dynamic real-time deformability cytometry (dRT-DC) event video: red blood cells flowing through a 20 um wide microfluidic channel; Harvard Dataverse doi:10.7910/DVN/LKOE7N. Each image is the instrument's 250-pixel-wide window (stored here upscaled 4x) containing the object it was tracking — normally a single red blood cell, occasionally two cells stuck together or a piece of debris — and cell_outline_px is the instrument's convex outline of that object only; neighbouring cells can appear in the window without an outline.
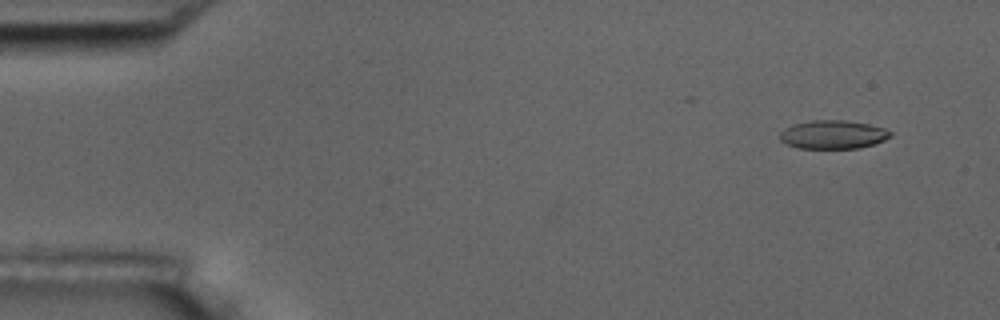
{"species": "common noctule bat (a hibernating species)", "species_latin": "Nyctalus noctula", "temperature_condition": "room temperature", "stored_images_in_passage": 5, "camera_frame_rate_fps": 3000, "um_per_image_px": 0.085, "animal": {"sex": "male", "body_mass_g": 17.5, "forearm_length_mm": 52.3}, "frame": {"image": 1, "passage_image": 1, "time_ms": 0.0, "image_size_px": [1000, 320], "cell_outline_px": [[892, 136], [884, 140], [860, 148], [796, 148], [780, 140], [780, 132], [792, 124], [812, 120], [844, 120], [868, 124], [884, 128], [892, 132]], "centroid_in_image_um": [70.8, 11.43], "position_along_channel_um": 14.2, "area_um2": 18.32}}
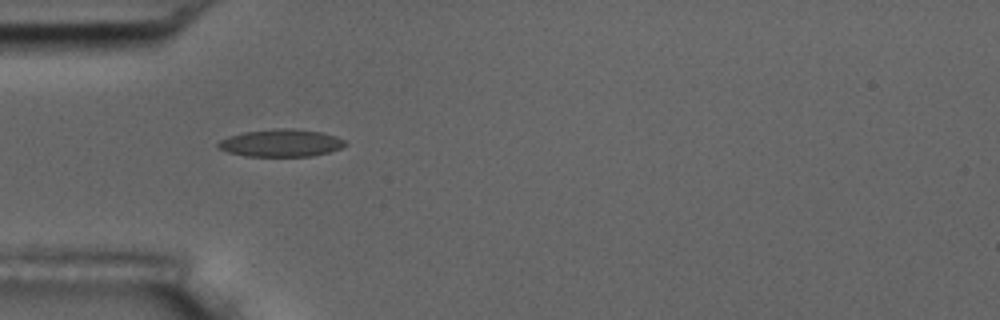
{"frame": {"image": 2, "passage_image": 4, "time_ms": 1.0, "image_size_px": [1000, 320], "cell_outline_px": [[348, 144], [340, 148], [328, 152], [312, 156], [244, 156], [228, 152], [216, 148], [216, 144], [220, 140], [228, 136], [244, 132], [280, 128], [292, 128], [320, 132], [336, 136], [344, 140]], "centroid_in_image_um": [23.85, 12.16], "position_along_channel_um": 61.1, "area_um2": 20.35}}